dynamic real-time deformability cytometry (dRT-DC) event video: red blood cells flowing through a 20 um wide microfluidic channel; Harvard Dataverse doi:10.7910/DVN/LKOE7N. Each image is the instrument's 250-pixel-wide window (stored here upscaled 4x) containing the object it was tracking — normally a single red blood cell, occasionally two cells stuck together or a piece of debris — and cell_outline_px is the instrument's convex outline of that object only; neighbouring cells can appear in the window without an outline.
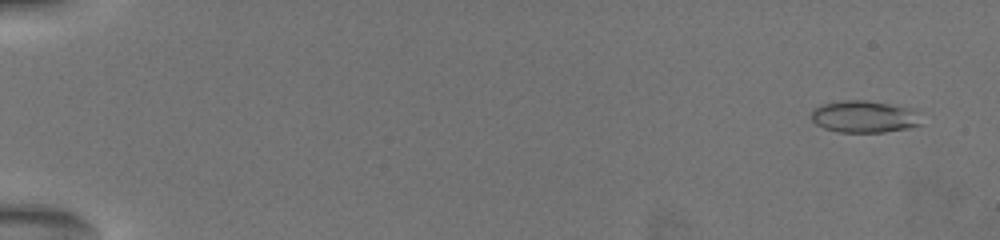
{"species": "common noctule bat (a hibernating species)", "species_latin": "Nyctalus noctula", "temperature_condition": "warm", "stored_images_in_passage": 23, "camera_frame_rate_fps": 3000, "um_per_image_px": 0.085, "animal": {"sex": "female", "body_mass_g": 19.5, "forearm_length_mm": 54.1}, "frame": {"image": 1, "passage_image": 2, "time_ms": 0.333, "image_size_px": [1000, 240], "cell_outline_px": [[924, 124], [908, 128], [884, 132], [836, 132], [824, 128], [816, 124], [812, 120], [812, 108], [820, 104], [844, 100], [864, 100], [912, 108]], "centroid_in_image_um": [73.44, 9.92], "position_along_channel_um": 11.6, "area_um2": 20.58}}
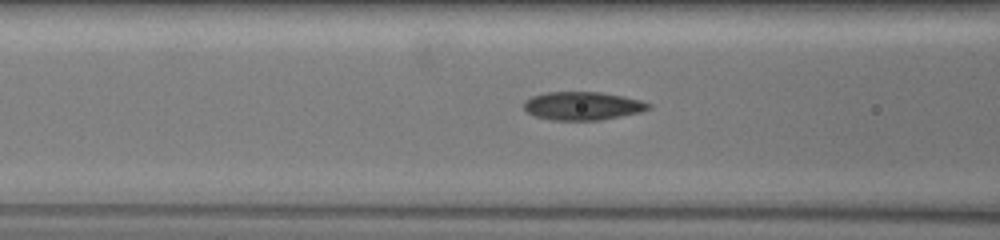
{"frame": {"image": 2, "passage_image": 18, "time_ms": 8.0, "image_size_px": [1000, 240], "cell_outline_px": [[652, 108], [640, 112], [600, 120], [552, 120], [536, 116], [528, 112], [524, 108], [524, 100], [532, 96], [548, 92], [600, 92], [624, 96], [640, 100], [652, 104]], "centroid_in_image_um": [49.54, 8.99], "position_along_channel_um": 117.1, "area_um2": 20.52}}
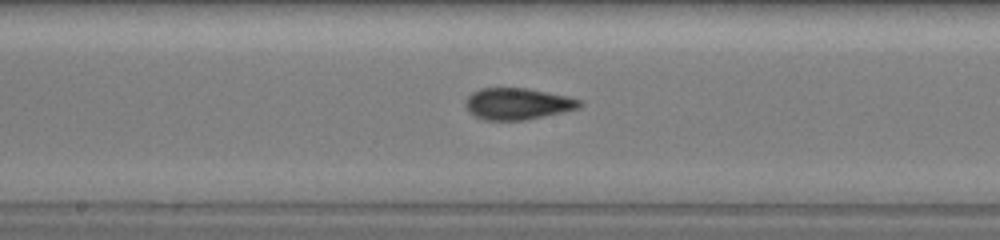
{"frame": {"image": 3, "passage_image": 23, "time_ms": 10.333, "image_size_px": [1000, 240], "cell_outline_px": [[584, 104], [580, 108], [564, 112], [524, 120], [484, 120], [468, 112], [464, 104], [468, 96], [472, 92], [480, 88], [528, 88], [568, 96], [580, 100]], "centroid_in_image_um": [44.0, 8.82], "position_along_channel_um": 204.2, "area_um2": 21.15}}